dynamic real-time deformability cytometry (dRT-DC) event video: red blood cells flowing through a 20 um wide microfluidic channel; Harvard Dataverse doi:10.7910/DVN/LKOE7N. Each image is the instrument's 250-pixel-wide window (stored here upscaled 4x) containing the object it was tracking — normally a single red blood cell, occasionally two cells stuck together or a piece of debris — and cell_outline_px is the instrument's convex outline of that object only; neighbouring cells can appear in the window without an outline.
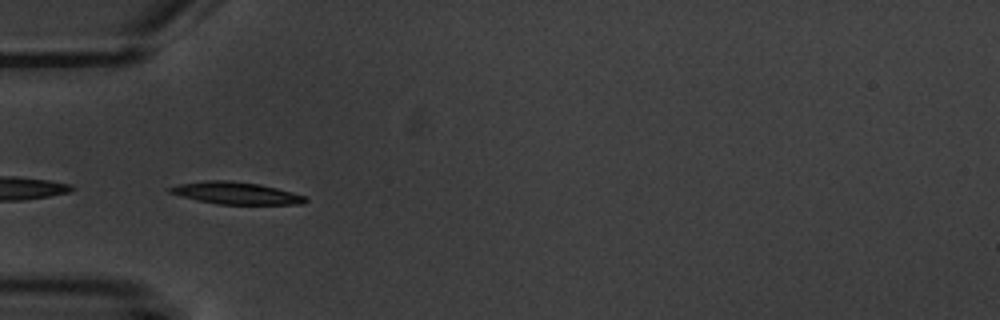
{"species": "common noctule bat (a hibernating species)", "species_latin": "Nyctalus noctula", "temperature_condition": "warm", "stored_images_in_passage": 11, "camera_frame_rate_fps": 3000, "um_per_image_px": 0.085, "animal": {"sex": "male", "body_mass_g": 20.1, "forearm_length_mm": 53.5}, "frame": {"image": 1, "passage_image": 5, "time_ms": 5.667, "image_size_px": [1000, 320], "cell_outline_px": [[308, 200], [304, 204], [216, 204], [180, 196], [168, 192], [168, 188], [180, 184], [204, 180], [228, 180], [260, 184], [292, 192], [304, 196]], "centroid_in_image_um": [20.04, 16.41], "position_along_channel_um": 65.0, "area_um2": 17.4}}
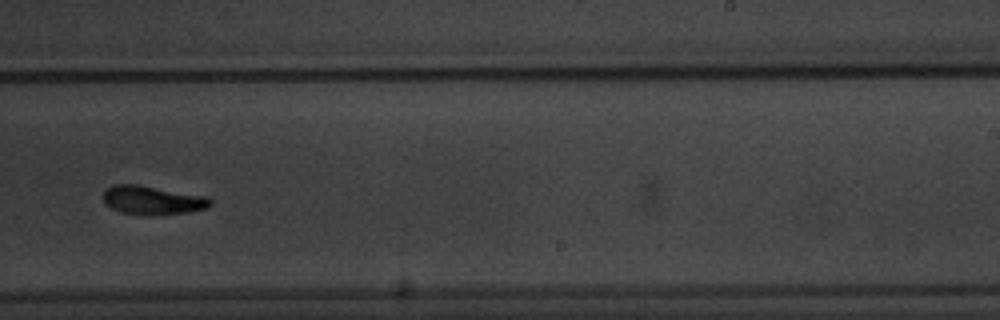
{"frame": {"image": 2, "passage_image": 10, "time_ms": 11.667, "image_size_px": [1000, 320], "cell_outline_px": [[212, 204], [208, 208], [188, 212], [148, 216], [144, 216], [120, 212], [104, 204], [100, 196], [112, 184], [136, 184], [204, 196], [212, 200]], "centroid_in_image_um": [12.9, 17.03], "position_along_channel_um": 276.1, "area_um2": 18.15}}
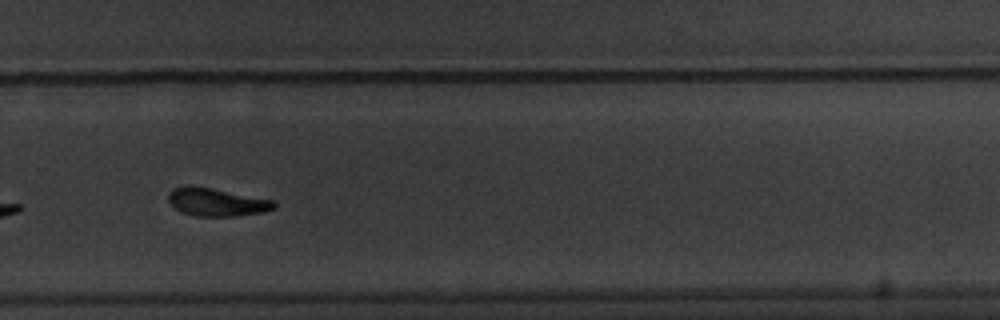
{"frame": {"image": 3, "passage_image": 11, "time_ms": 12.667, "image_size_px": [1000, 320], "cell_outline_px": [[276, 208], [264, 212], [236, 216], [196, 216], [180, 212], [168, 200], [168, 192], [172, 188], [184, 184], [192, 184], [276, 200]], "centroid_in_image_um": [18.41, 17.15], "position_along_channel_um": 311.4, "area_um2": 17.74}}